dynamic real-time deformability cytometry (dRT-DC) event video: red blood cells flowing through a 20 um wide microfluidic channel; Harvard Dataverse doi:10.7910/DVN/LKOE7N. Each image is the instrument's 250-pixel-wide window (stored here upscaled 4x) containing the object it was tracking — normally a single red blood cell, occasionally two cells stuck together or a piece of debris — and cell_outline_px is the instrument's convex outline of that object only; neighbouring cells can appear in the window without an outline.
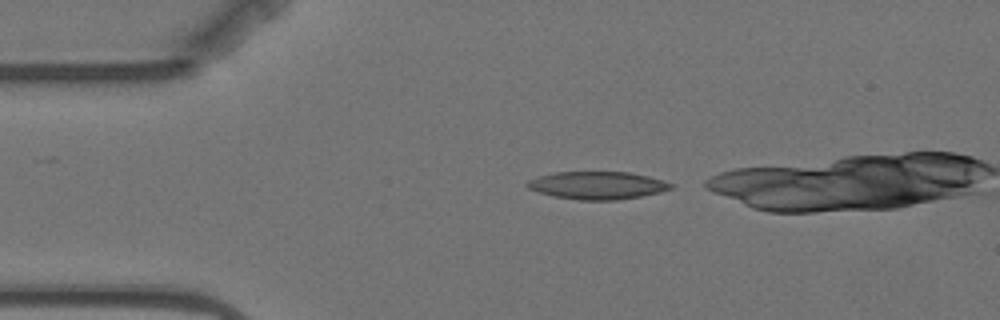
{"species": "Egyptian fruit bat (a non-hibernating species)", "species_latin": "Rousettus aegyptiacus", "temperature_condition": "warm", "stored_images_in_passage": 9, "camera_frame_rate_fps": 3000, "um_per_image_px": 0.085, "animal": {"sex": "female"}, "frame": {"image": 1, "passage_image": 1, "time_ms": 0.0, "image_size_px": [1000, 320], "cell_outline_px": [[676, 184], [672, 188], [660, 192], [640, 196], [616, 200], [580, 200], [552, 196], [528, 188], [524, 184], [528, 180], [540, 176], [556, 172], [628, 172], [648, 176], [664, 180]], "centroid_in_image_um": [50.8, 15.75], "position_along_channel_um": 34.2, "area_um2": 23.18}}
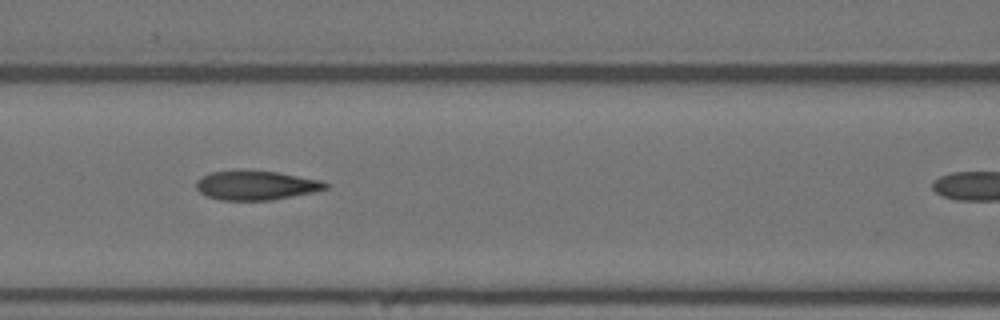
{"frame": {"image": 2, "passage_image": 4, "time_ms": 4.0, "image_size_px": [1000, 320], "cell_outline_px": [[328, 188], [312, 192], [272, 200], [220, 200], [208, 196], [200, 192], [196, 188], [196, 180], [200, 176], [212, 172], [236, 168], [244, 168], [276, 172], [320, 180], [328, 184]], "centroid_in_image_um": [21.69, 15.72], "position_along_channel_um": 144.9, "area_um2": 22.43}}
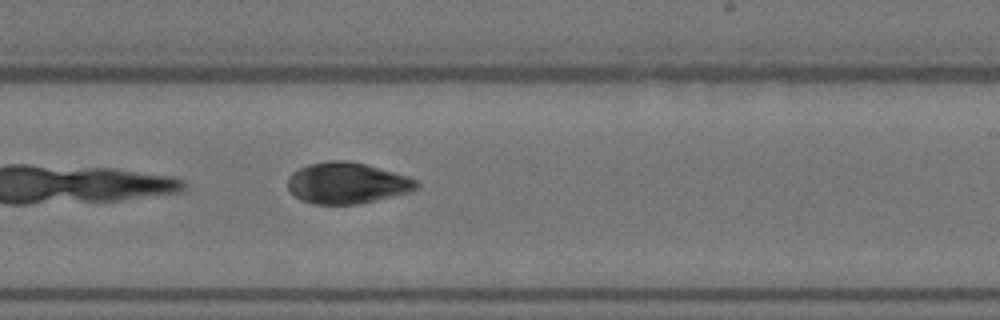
{"frame": {"image": 3, "passage_image": 9, "time_ms": 11.0, "image_size_px": [1000, 320], "cell_outline_px": [[420, 188], [412, 192], [360, 204], [312, 204], [300, 200], [288, 188], [288, 176], [292, 172], [308, 164], [328, 160], [348, 160], [364, 164], [408, 176], [416, 180], [420, 184]], "centroid_in_image_um": [29.52, 15.57], "position_along_channel_um": 259.5, "area_um2": 31.15}}